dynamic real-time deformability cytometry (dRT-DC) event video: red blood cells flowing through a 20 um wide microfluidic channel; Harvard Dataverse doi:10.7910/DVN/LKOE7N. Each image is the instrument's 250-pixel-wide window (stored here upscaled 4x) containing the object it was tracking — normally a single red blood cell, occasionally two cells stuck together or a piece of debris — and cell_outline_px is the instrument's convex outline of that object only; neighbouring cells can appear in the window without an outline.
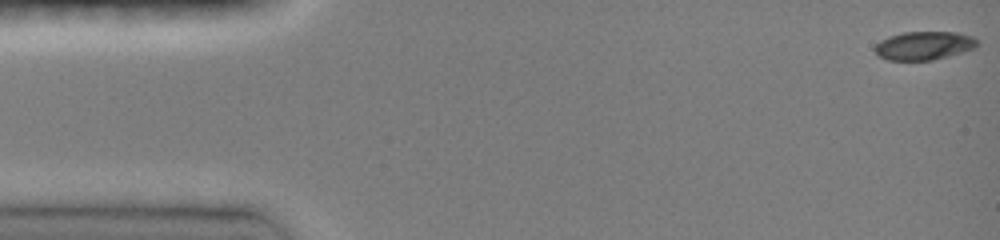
{"species": "common noctule bat (a hibernating species)", "species_latin": "Nyctalus noctula", "temperature_condition": "room temperature", "stored_images_in_passage": 47, "camera_frame_rate_fps": 3000, "um_per_image_px": 0.085, "animal": {"sex": "female", "body_mass_g": 19.0, "forearm_length_mm": 51.5}, "frame": {"image": 1, "passage_image": 1, "time_ms": 0.0, "image_size_px": [1000, 240], "cell_outline_px": [[980, 44], [976, 48], [948, 56], [932, 60], [888, 60], [880, 56], [876, 52], [876, 44], [880, 40], [888, 36], [904, 32], [956, 32], [972, 36]], "centroid_in_image_um": [78.57, 3.87], "position_along_channel_um": 6.4, "area_um2": 16.94}}
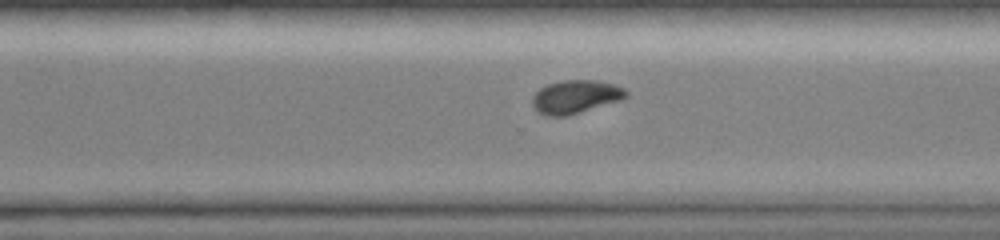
{"frame": {"image": 2, "passage_image": 33, "time_ms": 10.667, "image_size_px": [1000, 240], "cell_outline_px": [[628, 96], [620, 100], [568, 116], [548, 116], [540, 112], [532, 104], [532, 96], [540, 88], [548, 84], [560, 80], [596, 80], [612, 84], [624, 88], [628, 92]], "centroid_in_image_um": [48.92, 8.22], "position_along_channel_um": 321.7, "area_um2": 18.09}}
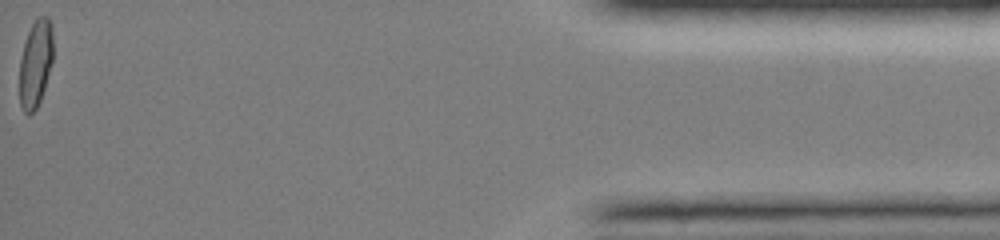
{"frame": {"image": 3, "passage_image": 47, "time_ms": 15.333, "image_size_px": [1000, 240], "cell_outline_px": [[52, 60], [44, 88], [40, 100], [36, 108], [28, 116], [24, 112], [20, 104], [20, 60], [24, 44], [28, 32], [36, 16], [48, 16], [52, 24]], "centroid_in_image_um": [3.02, 5.36], "position_along_channel_um": 432.2, "area_um2": 16.94}, "authors_computed_cell_mechanics": {"area_um2": 18.1492, "velocity_mm_per_s": 4.1189, "shape_relaxation_time_tau1_ms": 3.7898, "shape_relaxation_time_tau2_ms": 3.1368, "deformation_change_tau1": 0.1706, "deformation_change_tau2": 0.0457}}